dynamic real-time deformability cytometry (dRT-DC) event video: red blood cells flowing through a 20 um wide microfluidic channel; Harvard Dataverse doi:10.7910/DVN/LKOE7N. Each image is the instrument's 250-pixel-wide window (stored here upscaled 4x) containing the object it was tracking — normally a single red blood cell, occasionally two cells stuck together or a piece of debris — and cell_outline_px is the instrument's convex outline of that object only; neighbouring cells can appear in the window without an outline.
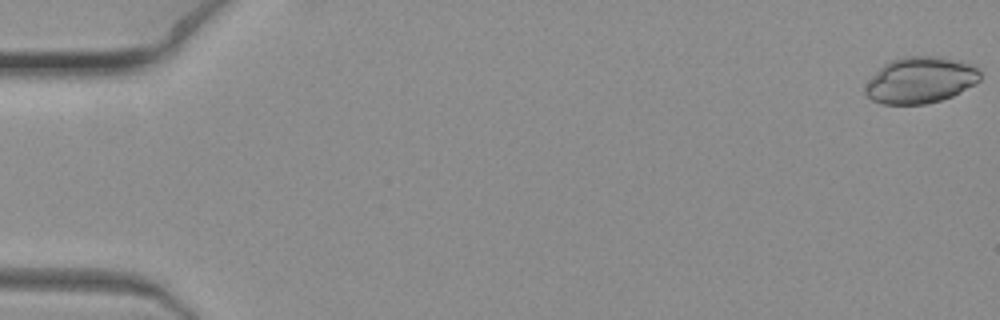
{"species": "common noctule bat (a hibernating species)", "species_latin": "Nyctalus noctula", "temperature_condition": "warm", "stored_images_in_passage": 7, "camera_frame_rate_fps": 3000, "um_per_image_px": 0.085, "animal": {"sex": "female", "body_mass_g": 19.3, "forearm_length_mm": 54.1}, "frame": {"image": 1, "passage_image": 1, "time_ms": 0.0, "image_size_px": [1000, 320], "cell_outline_px": [[980, 80], [960, 92], [952, 96], [940, 100], [924, 104], [884, 104], [872, 100], [864, 92], [864, 88], [868, 80], [884, 64], [892, 60], [904, 56], [940, 56], [972, 64], [980, 72]], "centroid_in_image_um": [78.22, 6.8], "position_along_channel_um": 6.8, "area_um2": 30.87}}
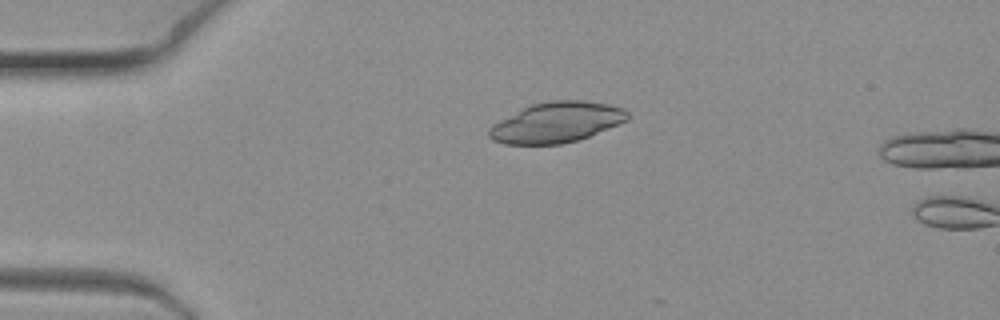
{"frame": {"image": 2, "passage_image": 6, "time_ms": 1.667, "image_size_px": [1000, 320], "cell_outline_px": [[628, 120], [620, 124], [580, 140], [560, 144], [504, 144], [492, 140], [488, 136], [488, 128], [492, 124], [532, 104], [548, 100], [580, 100], [608, 104], [624, 108], [628, 112]], "centroid_in_image_um": [47.32, 10.41], "position_along_channel_um": 37.7, "area_um2": 32.71}}